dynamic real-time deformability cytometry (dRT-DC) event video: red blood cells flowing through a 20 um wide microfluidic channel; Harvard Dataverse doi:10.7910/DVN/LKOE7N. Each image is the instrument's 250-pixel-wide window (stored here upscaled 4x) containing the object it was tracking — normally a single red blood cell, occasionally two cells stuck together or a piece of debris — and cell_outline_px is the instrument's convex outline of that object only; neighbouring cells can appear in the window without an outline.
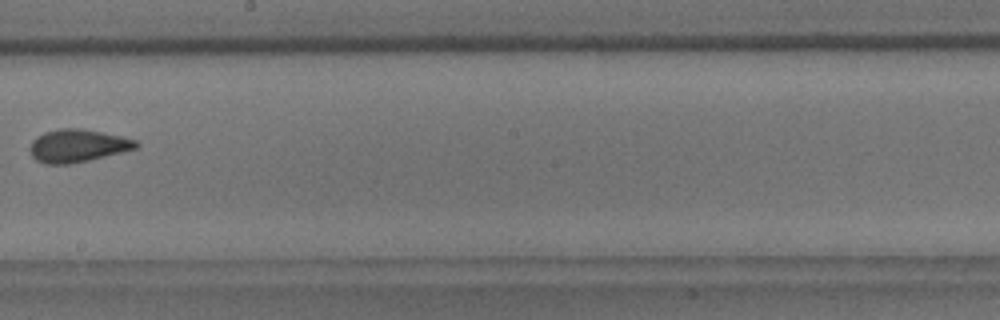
{"species": "common noctule bat (a hibernating species)", "species_latin": "Nyctalus noctula", "temperature_condition": "room temperature", "stored_images_in_passage": 11, "camera_frame_rate_fps": 3000, "um_per_image_px": 0.085, "animal": {"sex": "male", "body_mass_g": 18.8}, "frame": {"image": 1, "passage_image": 10, "time_ms": 10.333, "image_size_px": [1000, 320], "cell_outline_px": [[140, 144], [136, 148], [88, 160], [68, 164], [44, 164], [36, 160], [32, 156], [28, 148], [32, 140], [36, 136], [44, 132], [60, 128], [84, 128], [120, 136], [136, 140]], "centroid_in_image_um": [6.54, 12.37], "position_along_channel_um": 241.7, "area_um2": 20.29}}